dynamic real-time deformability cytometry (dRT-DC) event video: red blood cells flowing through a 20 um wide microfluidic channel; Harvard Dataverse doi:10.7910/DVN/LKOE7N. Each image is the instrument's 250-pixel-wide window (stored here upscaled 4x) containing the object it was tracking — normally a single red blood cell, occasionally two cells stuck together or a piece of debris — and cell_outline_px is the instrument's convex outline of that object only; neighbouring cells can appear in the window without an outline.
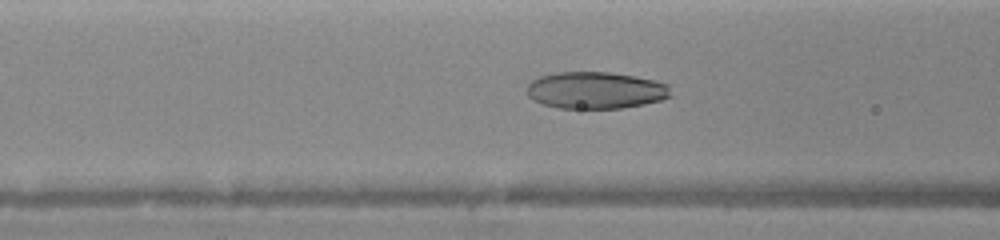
{"species": "human", "species_latin": "Homo sapiens", "temperature_condition": "warm", "stored_images_in_passage": 48, "camera_frame_rate_fps": 3000, "um_per_image_px": 0.085, "donor": {"sex": "female"}, "frame": {"image": 1, "passage_image": 20, "time_ms": 5.667, "image_size_px": [1000, 240], "cell_outline_px": [[672, 96], [660, 100], [644, 104], [620, 108], [560, 108], [540, 104], [528, 96], [528, 84], [532, 80], [540, 76], [556, 72], [608, 72], [636, 76], [668, 84]], "centroid_in_image_um": [50.62, 7.67], "position_along_channel_um": 116.0, "area_um2": 30.92}}
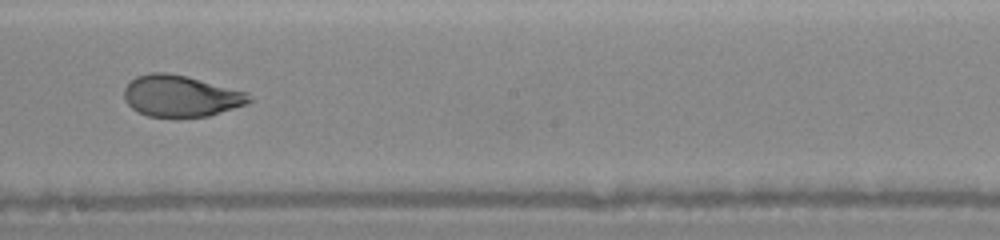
{"frame": {"image": 2, "passage_image": 28, "time_ms": 8.333, "image_size_px": [1000, 240], "cell_outline_px": [[252, 100], [248, 104], [208, 116], [148, 116], [132, 108], [124, 100], [124, 88], [136, 76], [152, 72], [168, 72], [188, 76], [248, 92], [252, 96]], "centroid_in_image_um": [15.4, 8.14], "position_along_channel_um": 232.8, "area_um2": 30.17}}
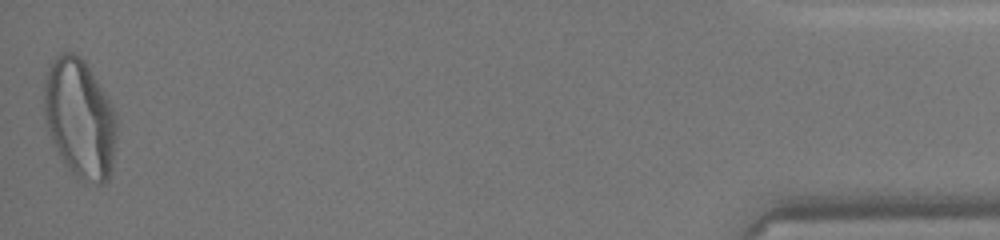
{"frame": {"image": 3, "passage_image": 48, "time_ms": 14.667, "image_size_px": [1000, 240], "cell_outline_px": [[116, 136], [112, 168], [108, 180], [100, 184], [76, 176], [64, 164], [60, 156], [48, 128], [44, 116], [44, 76], [52, 60], [60, 52], [76, 52], [84, 60], [108, 100], [112, 108], [116, 120]], "centroid_in_image_um": [6.76, 10.03], "position_along_channel_um": 428.4, "area_um2": 49.77}}